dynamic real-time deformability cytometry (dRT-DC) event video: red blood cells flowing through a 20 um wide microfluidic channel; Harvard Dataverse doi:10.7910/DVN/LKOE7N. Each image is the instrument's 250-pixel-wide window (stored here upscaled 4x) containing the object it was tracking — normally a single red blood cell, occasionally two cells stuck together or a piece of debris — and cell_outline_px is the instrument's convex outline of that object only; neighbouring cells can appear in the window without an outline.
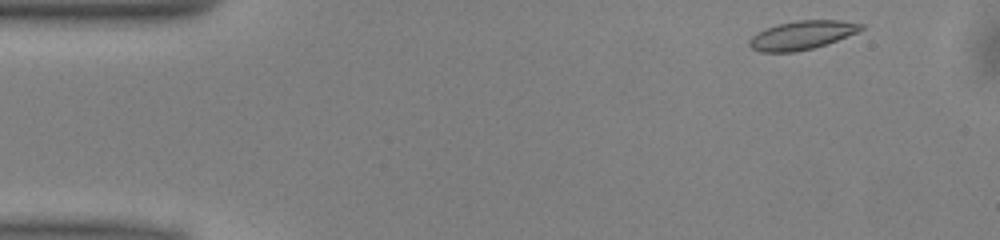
{"species": "common noctule bat (a hibernating species)", "species_latin": "Nyctalus noctula", "temperature_condition": "warm", "stored_images_in_passage": 38, "camera_frame_rate_fps": 3000, "um_per_image_px": 0.085, "animal": {"sex": "male", "body_mass_g": 13.0, "forearm_length_mm": 53.1}, "frame": {"image": 1, "passage_image": 1, "time_ms": 0.0, "image_size_px": [1000, 240], "cell_outline_px": [[864, 28], [856, 32], [836, 40], [812, 48], [796, 52], [760, 52], [752, 48], [748, 44], [748, 40], [756, 32], [764, 28], [776, 24], [796, 20], [840, 20], [864, 24]], "centroid_in_image_um": [68.1, 2.98], "position_along_channel_um": 16.9, "area_um2": 18.67}}
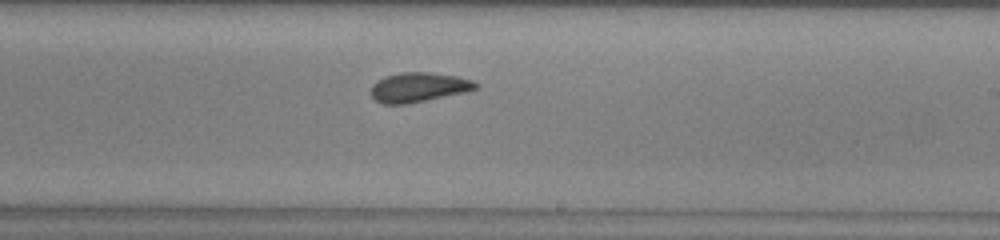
{"frame": {"image": 2, "passage_image": 26, "time_ms": 8.333, "image_size_px": [1000, 240], "cell_outline_px": [[476, 88], [468, 92], [404, 104], [380, 104], [372, 96], [372, 84], [376, 80], [384, 76], [404, 72], [428, 72], [456, 76], [472, 80], [476, 84]], "centroid_in_image_um": [35.55, 7.41], "position_along_channel_um": 253.4, "area_um2": 17.92}}
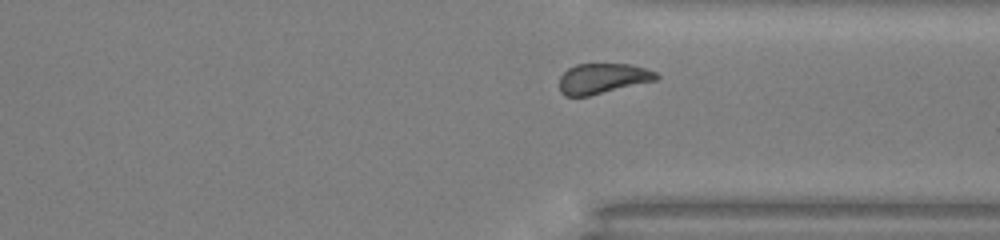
{"frame": {"image": 3, "passage_image": 34, "time_ms": 11.0, "image_size_px": [1000, 240], "cell_outline_px": [[660, 76], [656, 80], [588, 96], [564, 96], [560, 92], [560, 76], [568, 68], [576, 64], [632, 64], [656, 72]], "centroid_in_image_um": [51.21, 6.67], "position_along_channel_um": 360.2, "area_um2": 17.05}, "authors_computed_cell_mechanics": {"area_um2": 18.2648, "velocity_mm_per_s": 3.9827, "shape_relaxation_time_tau1_ms": 4.4107, "shape_relaxation_time_tau2_ms": 1.2607, "deformation_change_tau1": 0.1195, "deformation_change_tau2": 0.0539}}